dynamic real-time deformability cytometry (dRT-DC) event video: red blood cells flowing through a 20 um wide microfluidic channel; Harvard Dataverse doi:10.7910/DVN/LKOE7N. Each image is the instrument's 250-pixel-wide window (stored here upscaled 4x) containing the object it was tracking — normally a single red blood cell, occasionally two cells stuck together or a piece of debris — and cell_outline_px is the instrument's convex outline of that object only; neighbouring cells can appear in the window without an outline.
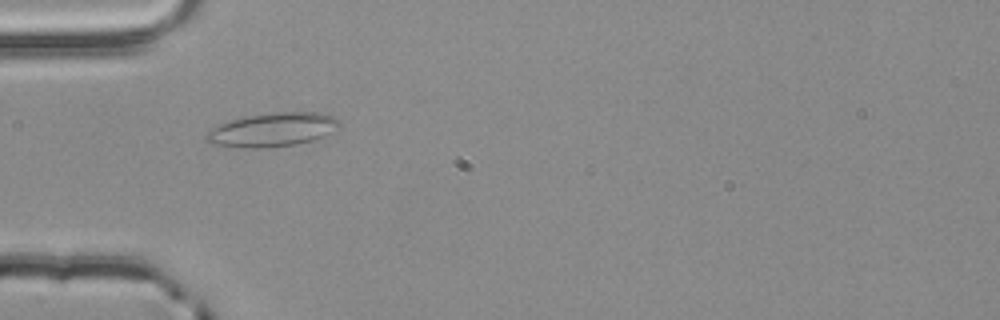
{"species": "common noctule bat (a hibernating species)", "species_latin": "Nyctalus noctula", "temperature_condition": "room temperature", "stored_images_in_passage": 4, "camera_frame_rate_fps": 3000, "um_per_image_px": 0.085, "animal": {"sex": "male", "body_mass_g": 20.4}, "frame": {"image": 1, "passage_image": 3, "time_ms": 0.667, "image_size_px": [1000, 320], "cell_outline_px": [[340, 128], [324, 136], [312, 140], [296, 144], [268, 148], [244, 148], [208, 144], [204, 136], [212, 128], [224, 120], [272, 112], [320, 112], [332, 116], [340, 120]], "centroid_in_image_um": [23.13, 11.03], "position_along_channel_um": 61.9, "area_um2": 26.7}}